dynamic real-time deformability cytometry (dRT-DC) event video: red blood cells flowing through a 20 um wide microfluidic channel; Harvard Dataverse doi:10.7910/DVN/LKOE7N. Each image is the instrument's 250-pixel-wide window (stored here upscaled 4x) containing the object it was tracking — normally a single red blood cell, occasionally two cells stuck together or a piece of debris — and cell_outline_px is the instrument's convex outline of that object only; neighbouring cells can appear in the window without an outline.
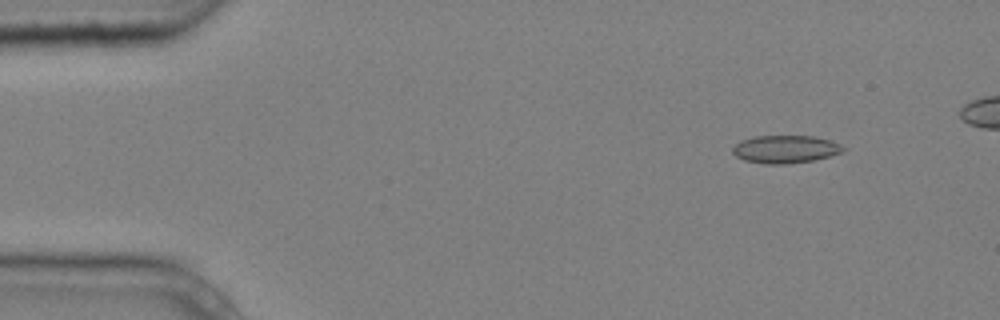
{"species": "common noctule bat (a hibernating species)", "species_latin": "Nyctalus noctula", "temperature_condition": "cold", "stored_images_in_passage": 5, "camera_frame_rate_fps": 3000, "um_per_image_px": 0.085, "animal": {"sex": "male", "body_mass_g": 20.4}, "frame": {"image": 1, "passage_image": 2, "time_ms": 0.333, "image_size_px": [1000, 320], "cell_outline_px": [[848, 148], [832, 156], [812, 160], [784, 164], [768, 164], [744, 160], [736, 156], [732, 152], [732, 148], [740, 140], [752, 136], [812, 136], [832, 140]], "centroid_in_image_um": [66.76, 12.67], "position_along_channel_um": 18.2, "area_um2": 17.98}}